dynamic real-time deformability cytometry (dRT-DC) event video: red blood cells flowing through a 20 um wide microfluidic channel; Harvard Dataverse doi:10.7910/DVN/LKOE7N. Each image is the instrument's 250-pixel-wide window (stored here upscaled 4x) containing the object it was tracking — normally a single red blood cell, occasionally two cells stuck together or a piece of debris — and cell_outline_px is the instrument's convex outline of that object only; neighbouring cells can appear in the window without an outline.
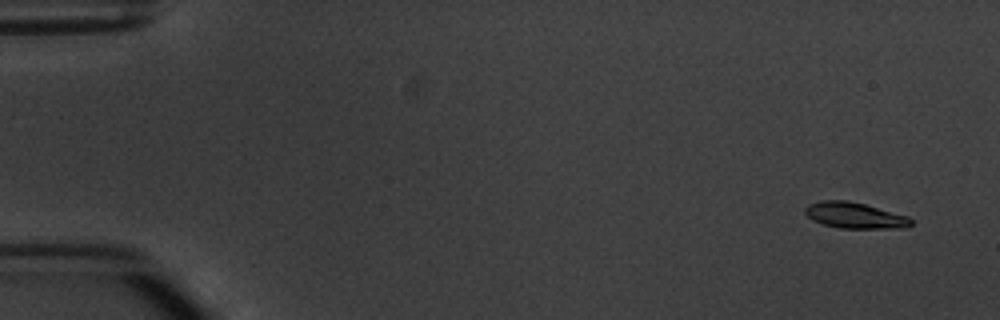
{"species": "common noctule bat (a hibernating species)", "species_latin": "Nyctalus noctula", "temperature_condition": "warm", "stored_images_in_passage": 4, "camera_frame_rate_fps": 3000, "um_per_image_px": 0.085, "animal": {"sex": "male", "body_mass_g": 20.1, "forearm_length_mm": 53.5}, "frame": {"image": 1, "passage_image": 1, "time_ms": 0.0, "image_size_px": [1000, 320], "cell_outline_px": [[912, 224], [904, 228], [836, 228], [812, 220], [804, 212], [804, 208], [808, 204], [820, 200], [848, 200], [864, 204], [908, 216], [912, 220]], "centroid_in_image_um": [72.62, 18.3], "position_along_channel_um": 12.4, "area_um2": 16.07}}